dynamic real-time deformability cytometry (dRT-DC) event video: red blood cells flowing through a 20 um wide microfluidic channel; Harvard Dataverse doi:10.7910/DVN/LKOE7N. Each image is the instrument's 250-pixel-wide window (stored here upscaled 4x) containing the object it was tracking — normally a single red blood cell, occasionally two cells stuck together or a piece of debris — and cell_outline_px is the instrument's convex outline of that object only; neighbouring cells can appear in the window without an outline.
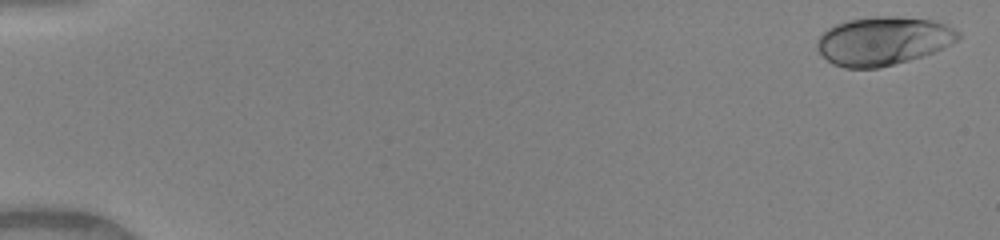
{"species": "human", "species_latin": "Homo sapiens", "temperature_condition": "warm", "stored_images_in_passage": 7, "camera_frame_rate_fps": 3000, "um_per_image_px": 0.085, "donor": {"sex": "female"}, "frame": {"image": 1, "passage_image": 1, "time_ms": 0.0, "image_size_px": [1000, 240], "cell_outline_px": [[960, 40], [932, 52], [908, 60], [876, 68], [844, 68], [832, 64], [816, 48], [816, 40], [828, 28], [836, 24], [848, 20], [876, 16], [900, 16], [932, 20], [948, 24], [960, 32]], "centroid_in_image_um": [75.08, 3.46], "position_along_channel_um": 9.9, "area_um2": 39.82}}
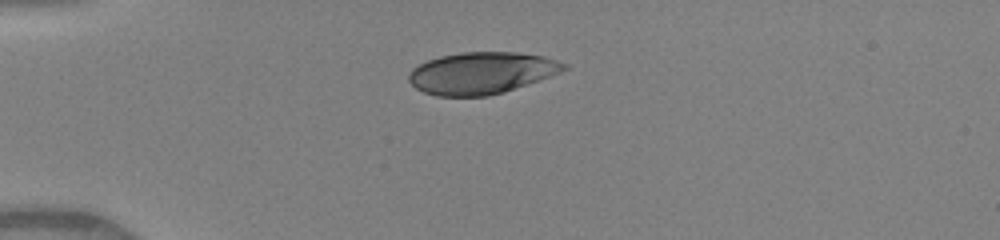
{"frame": {"image": 2, "passage_image": 5, "time_ms": 1.333, "image_size_px": [1000, 240], "cell_outline_px": [[568, 68], [548, 76], [504, 92], [488, 96], [436, 96], [424, 92], [416, 88], [408, 80], [408, 72], [412, 68], [428, 60], [440, 56], [460, 52], [516, 52], [544, 56], [568, 64]], "centroid_in_image_um": [40.89, 6.2], "position_along_channel_um": 44.1, "area_um2": 37.63}}